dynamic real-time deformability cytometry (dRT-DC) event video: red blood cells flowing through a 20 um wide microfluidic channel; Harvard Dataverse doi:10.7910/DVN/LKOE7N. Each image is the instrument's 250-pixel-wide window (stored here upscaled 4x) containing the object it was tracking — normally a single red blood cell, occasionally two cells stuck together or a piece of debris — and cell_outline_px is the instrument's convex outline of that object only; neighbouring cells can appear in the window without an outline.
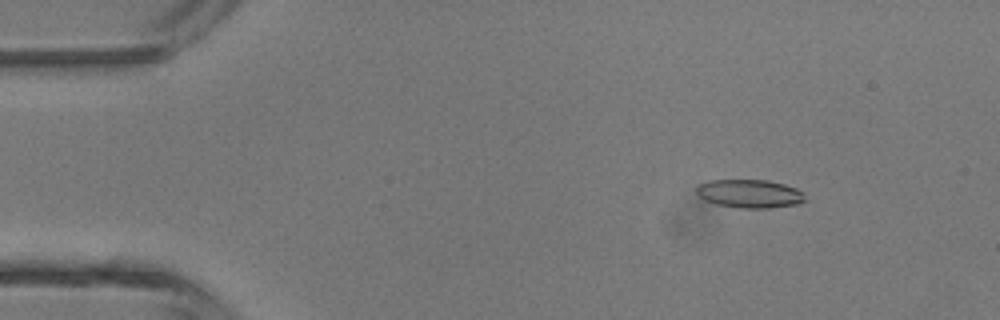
{"species": "common noctule bat (a hibernating species)", "species_latin": "Nyctalus noctula", "temperature_condition": "room temperature", "stored_images_in_passage": 42, "camera_frame_rate_fps": 3000, "um_per_image_px": 0.085, "animal": {"sex": "male", "body_mass_g": 13.3}, "frame": {"image": 1, "passage_image": 3, "time_ms": 0.667, "image_size_px": [1000, 320], "cell_outline_px": [[804, 200], [800, 204], [768, 208], [736, 208], [716, 204], [704, 200], [696, 192], [696, 188], [700, 184], [708, 180], [768, 180], [784, 184], [796, 188], [804, 192]], "centroid_in_image_um": [63.72, 16.46], "position_along_channel_um": 21.3, "area_um2": 18.09}}
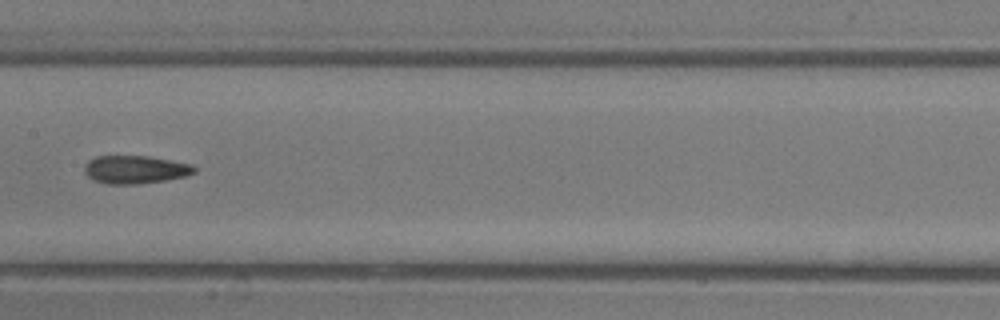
{"frame": {"image": 2, "passage_image": 20, "time_ms": 6.333, "image_size_px": [1000, 320], "cell_outline_px": [[196, 172], [184, 176], [164, 180], [140, 184], [108, 184], [92, 180], [84, 172], [84, 164], [88, 160], [96, 156], [148, 156], [192, 164], [196, 168]], "centroid_in_image_um": [11.46, 14.41], "position_along_channel_um": 195.9, "area_um2": 18.03}}
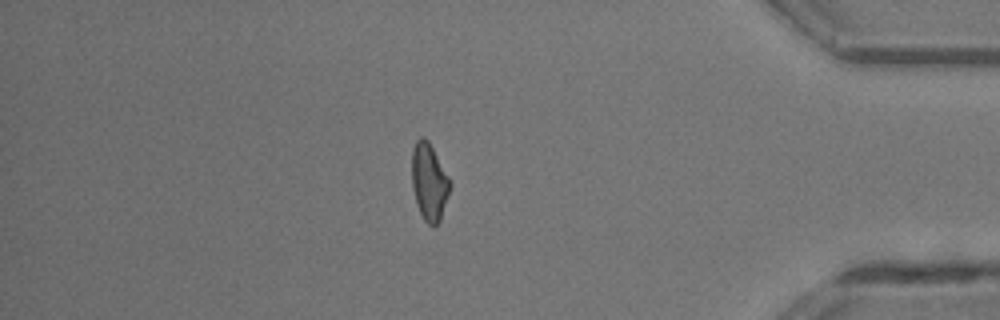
{"frame": {"image": 3, "passage_image": 36, "time_ms": 11.667, "image_size_px": [1000, 320], "cell_outline_px": [[452, 184], [440, 220], [432, 228], [424, 220], [416, 204], [412, 188], [412, 148], [416, 140], [420, 136], [424, 136], [428, 140], [448, 176]], "centroid_in_image_um": [36.47, 15.46], "position_along_channel_um": 398.7, "area_um2": 17.22}, "authors_computed_cell_mechanics": {"area_um2": 18.0047, "velocity_mm_per_s": 4.5359, "shape_relaxation_time_tau1_ms": null, "shape_relaxation_time_tau2_ms": 3.1068, "deformation_change_tau1": null, "deformation_change_tau2": 0.1258}}